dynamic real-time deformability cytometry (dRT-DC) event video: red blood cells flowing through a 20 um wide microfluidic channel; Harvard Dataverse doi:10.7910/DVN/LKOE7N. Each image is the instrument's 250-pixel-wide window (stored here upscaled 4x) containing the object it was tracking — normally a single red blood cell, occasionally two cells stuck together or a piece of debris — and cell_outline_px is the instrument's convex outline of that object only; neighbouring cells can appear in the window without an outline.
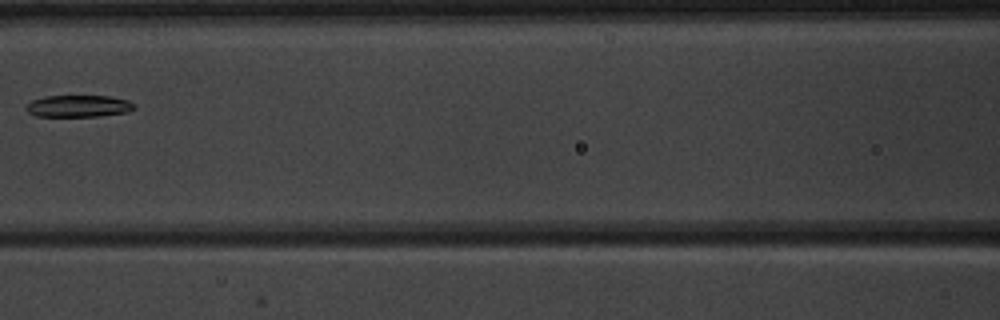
{"species": "common noctule bat (a hibernating species)", "species_latin": "Nyctalus noctula", "temperature_condition": "warm", "stored_images_in_passage": 4, "camera_frame_rate_fps": 3000, "um_per_image_px": 0.085, "animal": {"sex": "male", "body_mass_g": 20.1, "forearm_length_mm": 53.5}, "frame": {"image": 1, "passage_image": 3, "time_ms": 2.333, "image_size_px": [1000, 320], "cell_outline_px": [[136, 108], [128, 112], [100, 116], [36, 116], [28, 112], [24, 108], [32, 100], [44, 96], [112, 96], [128, 100], [136, 104]], "centroid_in_image_um": [6.71, 9.01], "position_along_channel_um": 159.9, "area_um2": 13.93}}
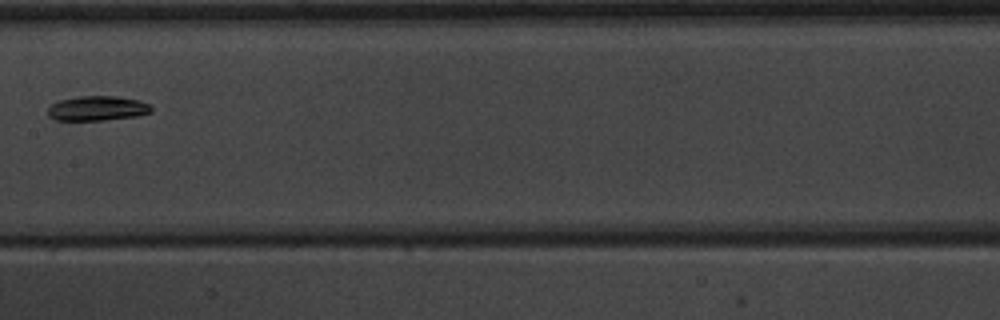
{"frame": {"image": 2, "passage_image": 4, "time_ms": 3.333, "image_size_px": [1000, 320], "cell_outline_px": [[152, 112], [136, 116], [104, 120], [56, 120], [48, 116], [48, 108], [52, 104], [60, 100], [76, 96], [116, 96], [140, 100], [148, 104], [152, 108]], "centroid_in_image_um": [8.27, 9.2], "position_along_channel_um": 199.1, "area_um2": 14.91}}